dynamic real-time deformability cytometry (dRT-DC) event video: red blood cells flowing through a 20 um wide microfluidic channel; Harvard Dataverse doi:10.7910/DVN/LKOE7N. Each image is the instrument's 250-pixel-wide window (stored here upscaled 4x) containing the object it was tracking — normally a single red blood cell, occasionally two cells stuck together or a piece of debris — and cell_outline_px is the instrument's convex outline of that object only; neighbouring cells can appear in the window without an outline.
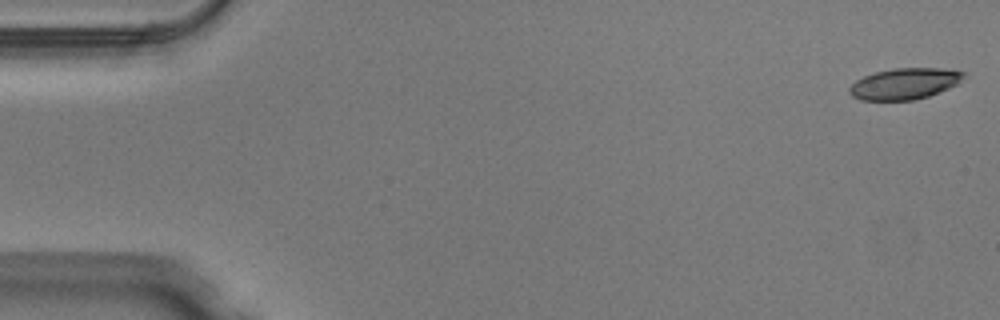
{"species": "Egyptian fruit bat (a non-hibernating species)", "species_latin": "Rousettus aegyptiacus", "temperature_condition": "warm", "stored_images_in_passage": 50, "camera_frame_rate_fps": 3000, "um_per_image_px": 0.085, "animal": {"sex": "male"}, "frame": {"image": 1, "passage_image": 1, "time_ms": 0.0, "image_size_px": [1000, 320], "cell_outline_px": [[964, 76], [956, 84], [948, 88], [928, 96], [912, 100], [860, 100], [852, 96], [848, 92], [848, 88], [856, 80], [864, 76], [876, 72], [892, 68], [940, 68], [964, 72]], "centroid_in_image_um": [76.83, 7.11], "position_along_channel_um": 8.2, "area_um2": 20.58}}
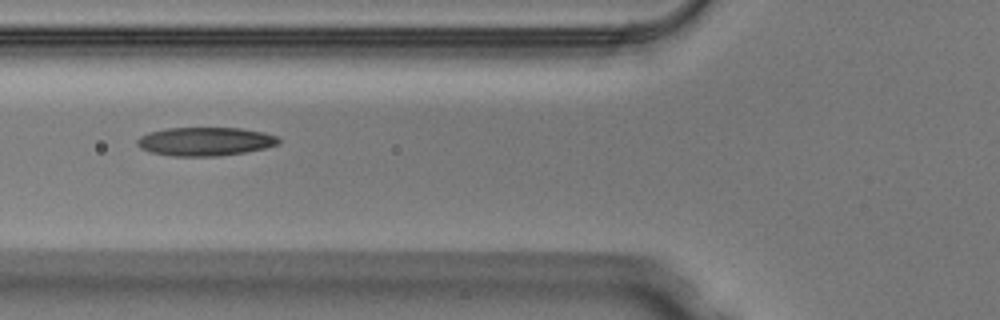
{"frame": {"image": 2, "passage_image": 19, "time_ms": 6.0, "image_size_px": [1000, 320], "cell_outline_px": [[280, 144], [264, 148], [244, 152], [220, 156], [172, 156], [152, 152], [140, 148], [136, 144], [136, 140], [140, 136], [148, 132], [168, 128], [240, 128], [264, 132], [276, 136], [280, 140]], "centroid_in_image_um": [17.43, 12.02], "position_along_channel_um": 108.4, "area_um2": 23.58}}
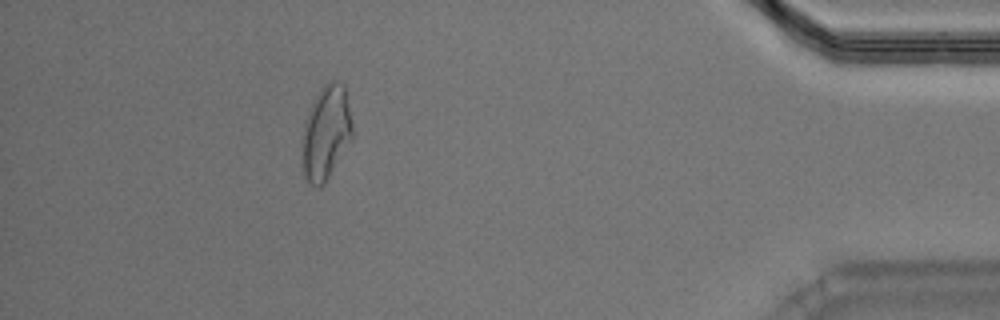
{"frame": {"image": 3, "passage_image": 45, "time_ms": 14.667, "image_size_px": [1000, 320], "cell_outline_px": [[352, 136], [324, 184], [312, 184], [304, 176], [300, 140], [304, 120], [320, 88], [328, 80], [336, 80], [344, 84], [352, 124]], "centroid_in_image_um": [27.67, 11.22], "position_along_channel_um": 407.5, "area_um2": 27.28}, "authors_computed_cell_mechanics": {"area_um2": 23.0333, "velocity_mm_per_s": 4.0327, "shape_relaxation_time_tau1_ms": null, "shape_relaxation_time_tau2_ms": 4.5965, "deformation_change_tau1": null, "deformation_change_tau2": 0.1163}}